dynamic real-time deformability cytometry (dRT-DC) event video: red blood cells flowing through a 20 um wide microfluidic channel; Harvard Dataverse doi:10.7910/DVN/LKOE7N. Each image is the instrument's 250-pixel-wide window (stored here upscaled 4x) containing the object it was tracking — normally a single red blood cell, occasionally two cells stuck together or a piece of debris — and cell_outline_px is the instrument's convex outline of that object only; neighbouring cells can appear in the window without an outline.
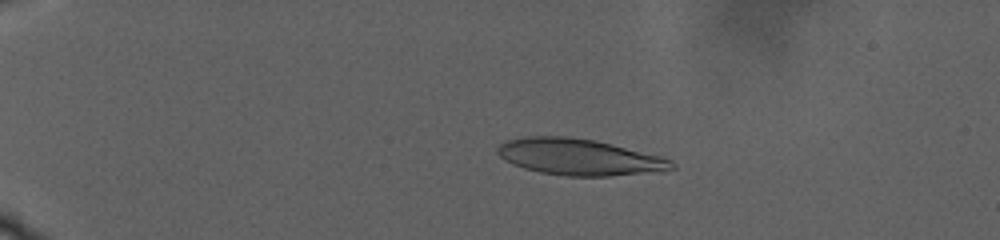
{"species": "human", "species_latin": "Homo sapiens", "temperature_condition": "warm", "stored_images_in_passage": 94, "camera_frame_rate_fps": 3000, "um_per_image_px": 0.085, "donor": {"sex": "male"}, "frame": {"image": 1, "passage_image": 18, "time_ms": 7.333, "image_size_px": [1000, 240], "cell_outline_px": [[676, 168], [664, 172], [608, 176], [564, 176], [540, 172], [524, 168], [512, 164], [504, 160], [496, 152], [496, 148], [504, 140], [524, 136], [568, 136], [596, 140], [660, 156], [672, 160], [676, 164]], "centroid_in_image_um": [49.25, 13.35], "position_along_channel_um": 35.8, "area_um2": 37.45}}
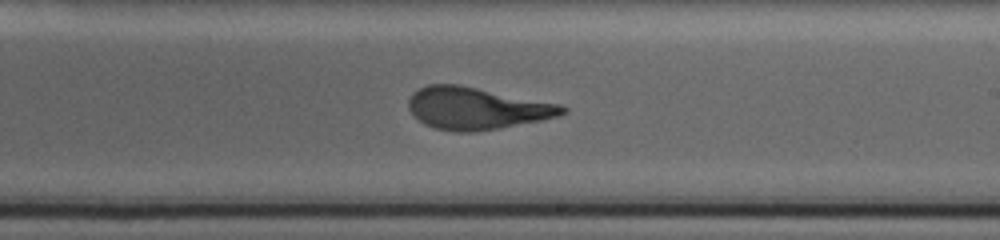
{"frame": {"image": 2, "passage_image": 60, "time_ms": 20.333, "image_size_px": [1000, 240], "cell_outline_px": [[568, 112], [560, 116], [500, 128], [472, 132], [456, 132], [436, 128], [424, 124], [408, 108], [408, 100], [412, 92], [428, 84], [460, 84], [560, 104], [568, 108]], "centroid_in_image_um": [40.52, 9.2], "position_along_channel_um": 248.5, "area_um2": 37.74}}
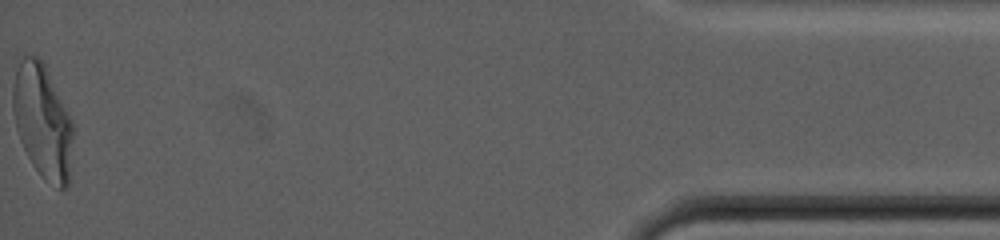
{"frame": {"image": 3, "passage_image": 94, "time_ms": 31.333, "image_size_px": [1000, 240], "cell_outline_px": [[72, 140], [68, 188], [60, 188], [44, 180], [40, 176], [32, 164], [20, 140], [16, 128], [12, 108], [12, 88], [16, 68], [20, 60], [24, 56], [36, 56], [44, 64], [72, 120]], "centroid_in_image_um": [3.6, 10.33], "position_along_channel_um": 431.6, "area_um2": 39.59}}